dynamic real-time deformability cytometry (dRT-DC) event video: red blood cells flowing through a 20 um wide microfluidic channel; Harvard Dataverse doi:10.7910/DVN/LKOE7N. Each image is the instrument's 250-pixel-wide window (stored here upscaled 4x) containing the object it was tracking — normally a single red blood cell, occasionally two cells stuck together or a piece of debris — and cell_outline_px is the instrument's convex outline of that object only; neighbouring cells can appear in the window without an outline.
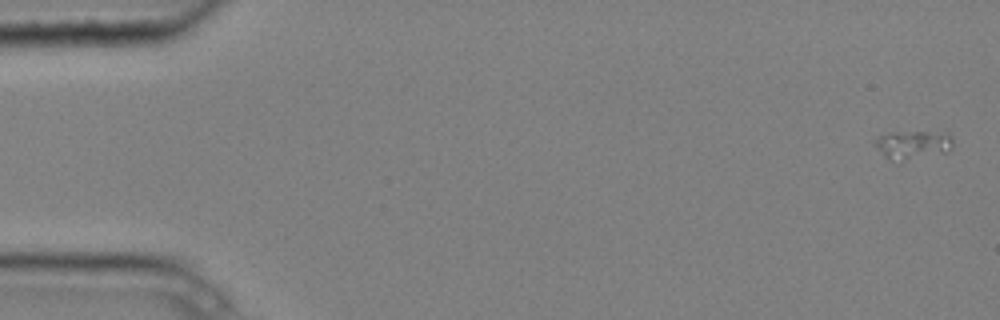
{"species": "common noctule bat (a hibernating species)", "species_latin": "Nyctalus noctula", "temperature_condition": "cold", "stored_images_in_passage": 5, "camera_frame_rate_fps": 3000, "um_per_image_px": 0.085, "animal": {"sex": "male", "body_mass_g": 20.4}, "frame": {"image": 1, "passage_image": 1, "time_ms": 0.0, "image_size_px": [1000, 320], "cell_outline_px": [[952, 148], [948, 152], [892, 160], [884, 156], [872, 144], [872, 140], [888, 132], [948, 132], [952, 136]], "centroid_in_image_um": [77.57, 12.25], "position_along_channel_um": 7.4, "area_um2": 12.77}}
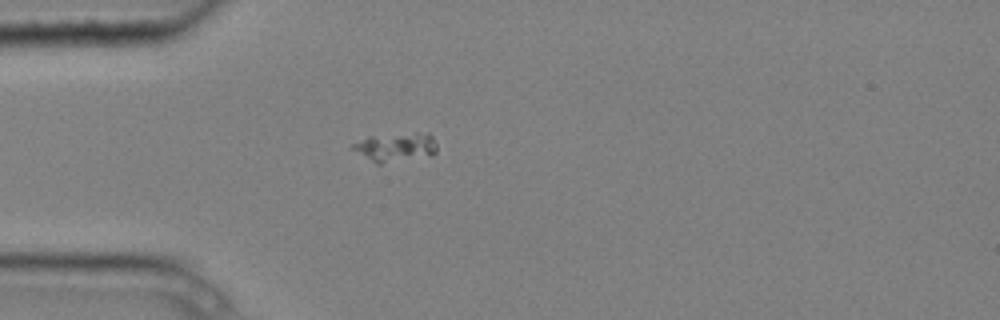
{"frame": {"image": 2, "passage_image": 4, "time_ms": 1.0, "image_size_px": [1000, 320], "cell_outline_px": [[436, 152], [432, 156], [380, 164], [376, 164], [352, 148], [352, 144], [368, 136], [416, 132], [428, 132], [432, 136], [436, 144]], "centroid_in_image_um": [33.68, 12.5], "position_along_channel_um": 51.3, "area_um2": 14.33}}